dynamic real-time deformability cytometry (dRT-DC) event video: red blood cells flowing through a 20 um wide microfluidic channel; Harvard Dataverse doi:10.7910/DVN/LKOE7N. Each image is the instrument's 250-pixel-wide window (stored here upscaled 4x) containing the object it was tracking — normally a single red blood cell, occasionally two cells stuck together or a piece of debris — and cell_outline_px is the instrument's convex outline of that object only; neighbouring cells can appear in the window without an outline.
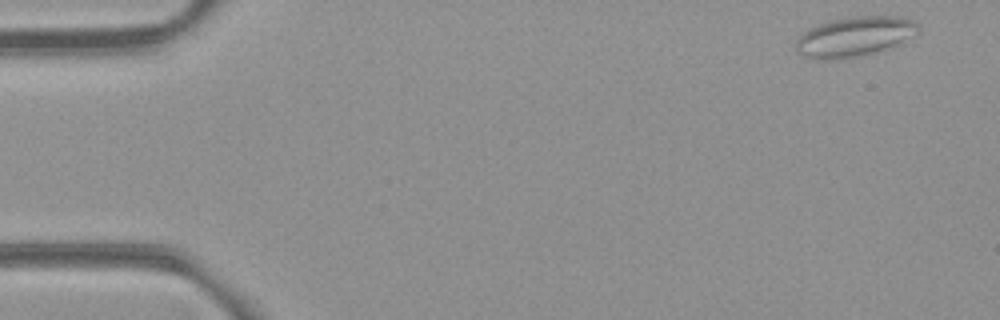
{"species": "common noctule bat (a hibernating species)", "species_latin": "Nyctalus noctula", "temperature_condition": "room temperature", "stored_images_in_passage": 51, "camera_frame_rate_fps": 3000, "um_per_image_px": 0.085, "animal": {"sex": "female", "body_mass_g": 21.9}, "frame": {"image": 1, "passage_image": 1, "time_ms": 0.0, "image_size_px": [1000, 320], "cell_outline_px": [[920, 28], [896, 44], [872, 52], [852, 56], [800, 56], [796, 48], [796, 40], [804, 32], [820, 24], [832, 20], [852, 16], [896, 16], [912, 20], [920, 24]], "centroid_in_image_um": [72.64, 3.04], "position_along_channel_um": 12.4, "area_um2": 26.65}}
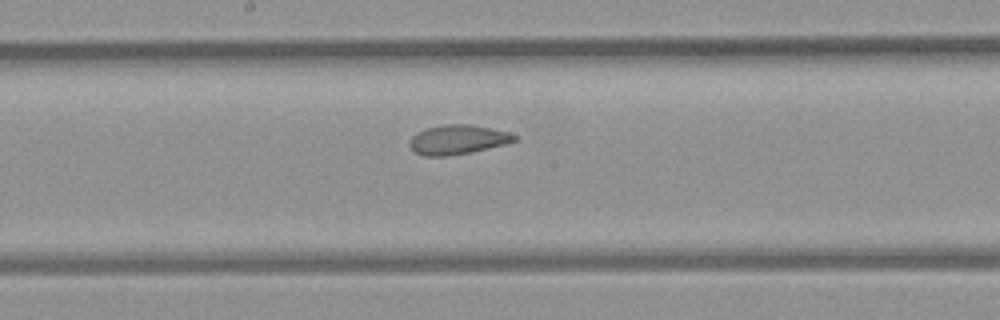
{"frame": {"image": 2, "passage_image": 26, "time_ms": 8.333, "image_size_px": [1000, 320], "cell_outline_px": [[520, 140], [504, 144], [468, 152], [448, 156], [424, 156], [416, 152], [408, 144], [408, 140], [412, 136], [428, 128], [444, 124], [472, 124], [508, 132], [516, 136]], "centroid_in_image_um": [38.9, 11.86], "position_along_channel_um": 209.3, "area_um2": 17.74}}
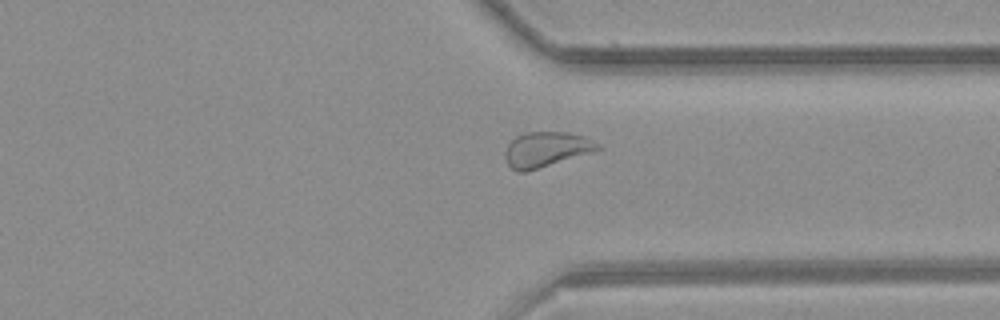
{"frame": {"image": 3, "passage_image": 38, "time_ms": 12.333, "image_size_px": [1000, 320], "cell_outline_px": [[604, 148], [524, 172], [516, 172], [508, 164], [504, 156], [504, 152], [508, 144], [516, 136], [524, 132], [568, 132], [588, 136], [600, 144]], "centroid_in_image_um": [46.44, 12.67], "position_along_channel_um": 365.0, "area_um2": 18.96}, "authors_computed_cell_mechanics": {"area_um2": 20.4034, "velocity_mm_per_s": 3.9084, "shape_relaxation_time_tau1_ms": null, "shape_relaxation_time_tau2_ms": 1.237, "deformation_change_tau1": null, "deformation_change_tau2": 0.0708}}